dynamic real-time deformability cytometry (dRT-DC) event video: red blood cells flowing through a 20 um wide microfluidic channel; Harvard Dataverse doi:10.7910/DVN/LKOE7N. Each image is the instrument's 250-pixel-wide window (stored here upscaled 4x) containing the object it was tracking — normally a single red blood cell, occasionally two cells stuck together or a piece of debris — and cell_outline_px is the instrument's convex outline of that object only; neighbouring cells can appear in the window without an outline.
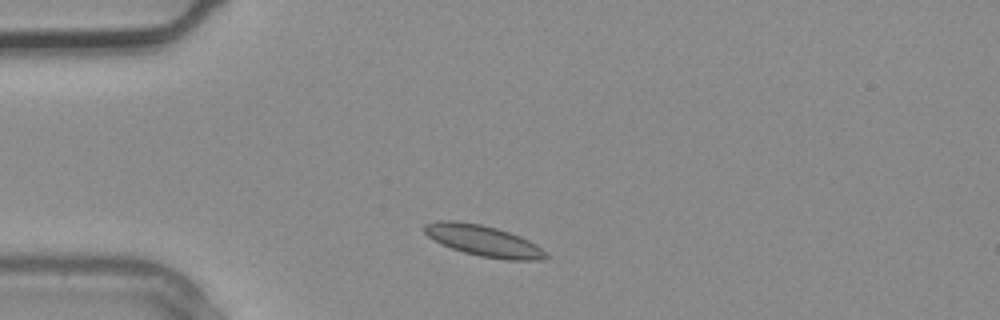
{"species": "common noctule bat (a hibernating species)", "species_latin": "Nyctalus noctula", "temperature_condition": "warm", "stored_images_in_passage": 1, "camera_frame_rate_fps": 3000, "um_per_image_px": 0.085, "animal": {"sex": "male", "body_mass_g": 20.4}, "frame": {"image": 1, "passage_image": 1, "time_ms": 0.0, "image_size_px": [1000, 320], "cell_outline_px": [[548, 256], [540, 260], [508, 260], [480, 256], [464, 252], [440, 244], [428, 236], [424, 232], [424, 224], [436, 220], [456, 220], [480, 224], [496, 228], [520, 236], [536, 244], [548, 252]], "centroid_in_image_um": [41.08, 20.46], "position_along_channel_um": 43.9, "area_um2": 22.02}}